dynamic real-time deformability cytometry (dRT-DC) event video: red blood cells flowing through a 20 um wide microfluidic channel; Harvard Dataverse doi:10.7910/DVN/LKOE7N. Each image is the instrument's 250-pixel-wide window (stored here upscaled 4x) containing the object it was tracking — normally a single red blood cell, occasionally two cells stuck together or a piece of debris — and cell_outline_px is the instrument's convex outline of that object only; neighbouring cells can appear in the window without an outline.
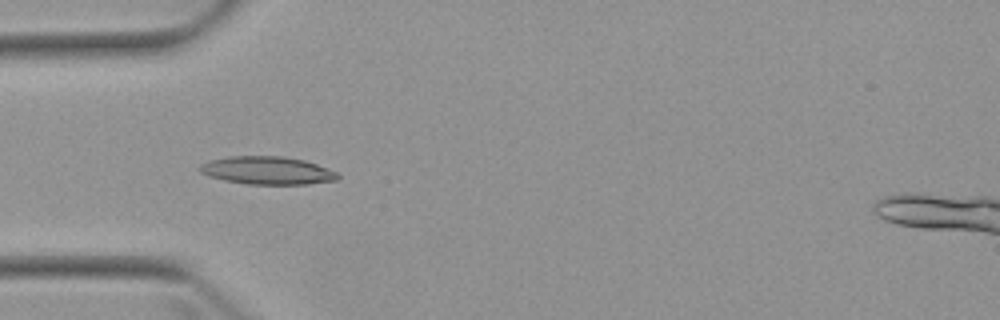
{"species": "Egyptian fruit bat (a non-hibernating species)", "species_latin": "Rousettus aegyptiacus", "temperature_condition": "warm", "stored_images_in_passage": 2, "camera_frame_rate_fps": 3000, "um_per_image_px": 0.085, "animal": {"sex": "female"}, "frame": {"image": 1, "passage_image": 1, "time_ms": 0.0, "image_size_px": [1000, 320], "cell_outline_px": [[340, 176], [336, 180], [308, 184], [248, 184], [224, 180], [208, 176], [200, 172], [196, 168], [200, 164], [208, 160], [228, 156], [284, 156], [304, 160], [316, 164], [336, 172]], "centroid_in_image_um": [22.66, 14.48], "position_along_channel_um": 62.3, "area_um2": 22.54}}
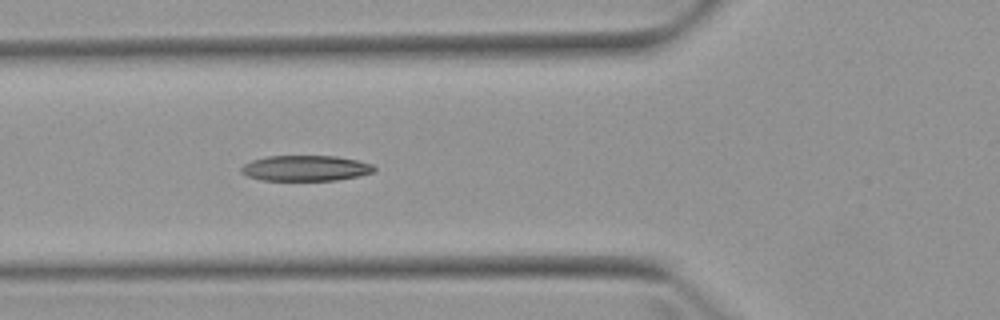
{"frame": {"image": 2, "passage_image": 2, "time_ms": 1.0, "image_size_px": [1000, 320], "cell_outline_px": [[376, 172], [360, 176], [336, 180], [264, 180], [248, 176], [240, 172], [240, 168], [244, 164], [252, 160], [268, 156], [336, 156], [356, 160], [372, 164], [376, 168]], "centroid_in_image_um": [26.0, 14.29], "position_along_channel_um": 99.8, "area_um2": 19.83}}